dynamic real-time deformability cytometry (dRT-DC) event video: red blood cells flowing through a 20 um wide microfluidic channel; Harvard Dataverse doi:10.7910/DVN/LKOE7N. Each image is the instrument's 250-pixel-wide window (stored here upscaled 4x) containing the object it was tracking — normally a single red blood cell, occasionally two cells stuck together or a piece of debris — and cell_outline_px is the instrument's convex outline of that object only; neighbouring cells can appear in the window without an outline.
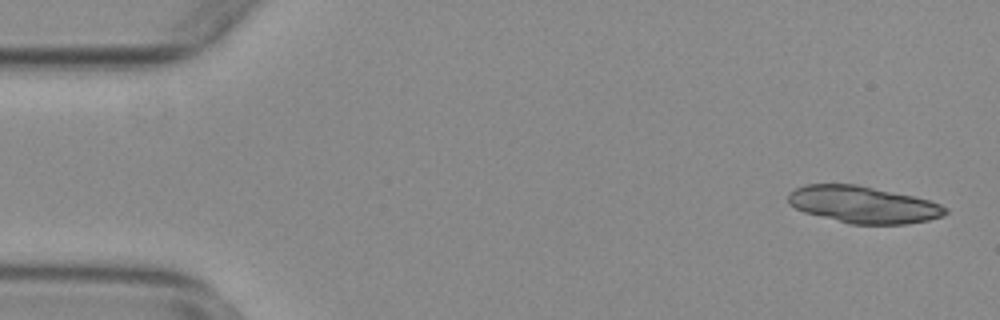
{"species": "common noctule bat (a hibernating species)", "species_latin": "Nyctalus noctula", "temperature_condition": "warm", "stored_images_in_passage": 11, "camera_frame_rate_fps": 3000, "um_per_image_px": 0.085, "animal": {"sex": "female", "body_mass_g": 29.2, "forearm_length_mm": 56.3}, "frame": {"image": 1, "passage_image": 2, "time_ms": 0.333, "image_size_px": [1000, 320], "cell_outline_px": [[948, 212], [940, 216], [928, 220], [904, 224], [848, 224], [804, 212], [788, 204], [788, 196], [796, 188], [804, 184], [856, 184], [912, 196], [928, 200], [940, 204], [948, 208]], "centroid_in_image_um": [73.35, 17.39], "position_along_channel_um": 11.7, "area_um2": 33.58}}